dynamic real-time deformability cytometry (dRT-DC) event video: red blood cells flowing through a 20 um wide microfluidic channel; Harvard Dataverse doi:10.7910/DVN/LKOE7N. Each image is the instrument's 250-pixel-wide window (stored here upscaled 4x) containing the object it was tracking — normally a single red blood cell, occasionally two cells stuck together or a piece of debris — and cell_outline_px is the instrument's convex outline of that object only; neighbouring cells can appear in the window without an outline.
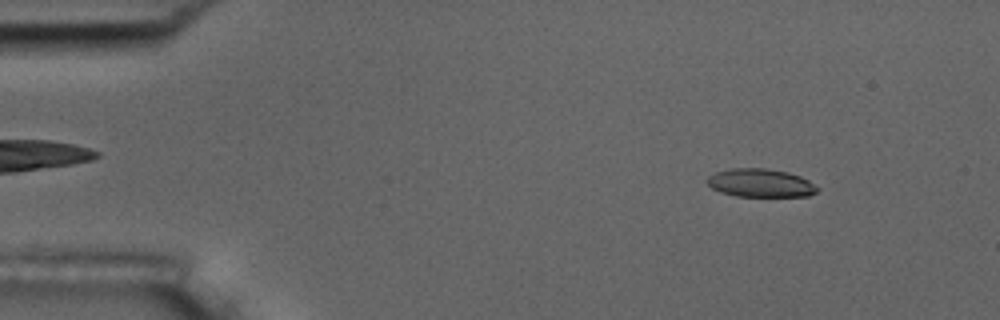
{"species": "common noctule bat (a hibernating species)", "species_latin": "Nyctalus noctula", "temperature_condition": "room temperature", "stored_images_in_passage": 4, "camera_frame_rate_fps": 3000, "um_per_image_px": 0.085, "animal": {"sex": "male", "body_mass_g": 17.5, "forearm_length_mm": 52.3}, "frame": {"image": 1, "passage_image": 1, "time_ms": 0.0, "image_size_px": [1000, 320], "cell_outline_px": [[820, 188], [816, 192], [808, 196], [736, 196], [720, 192], [712, 188], [704, 180], [708, 176], [716, 172], [732, 168], [764, 168], [788, 172], [800, 176], [808, 180]], "centroid_in_image_um": [64.63, 15.55], "position_along_channel_um": 20.4, "area_um2": 18.21}}
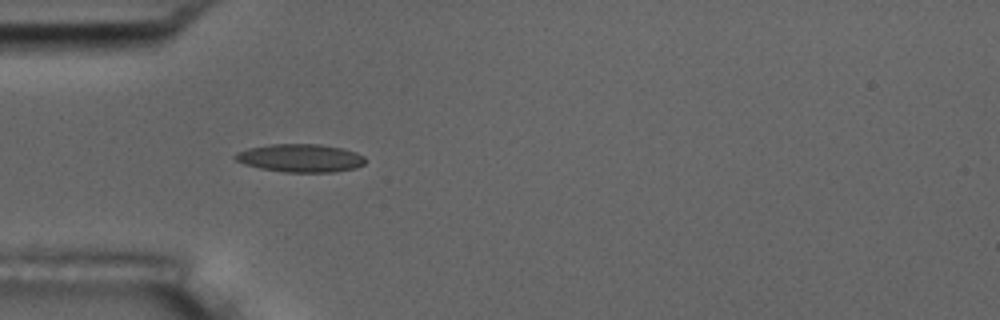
{"frame": {"image": 2, "passage_image": 4, "time_ms": 3.333, "image_size_px": [1000, 320], "cell_outline_px": [[364, 164], [356, 168], [332, 172], [284, 172], [260, 168], [244, 164], [236, 160], [232, 156], [236, 152], [248, 148], [272, 144], [320, 144], [344, 148], [356, 152], [364, 156]], "centroid_in_image_um": [25.53, 13.43], "position_along_channel_um": 59.5, "area_um2": 21.39}}